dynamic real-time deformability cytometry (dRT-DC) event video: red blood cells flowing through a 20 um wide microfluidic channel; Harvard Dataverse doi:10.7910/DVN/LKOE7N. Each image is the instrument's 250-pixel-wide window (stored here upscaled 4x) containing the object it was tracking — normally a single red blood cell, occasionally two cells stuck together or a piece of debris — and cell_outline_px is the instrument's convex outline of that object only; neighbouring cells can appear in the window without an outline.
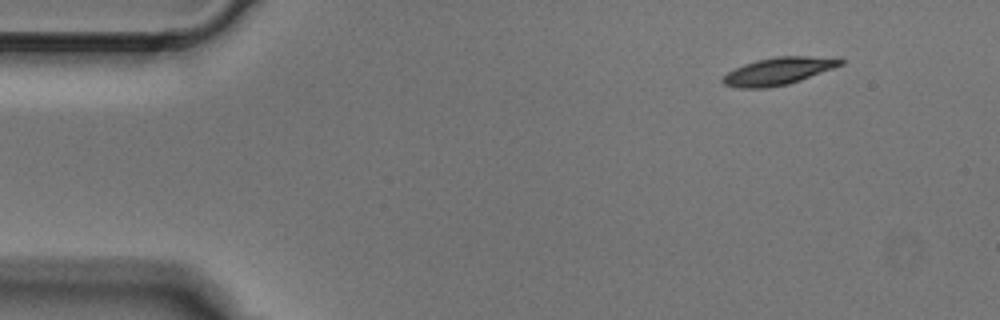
{"species": "Egyptian fruit bat (a non-hibernating species)", "species_latin": "Rousettus aegyptiacus", "temperature_condition": "cold", "stored_images_in_passage": 4, "camera_frame_rate_fps": 3000, "um_per_image_px": 0.085, "animal": {"sex": "male"}, "frame": {"image": 1, "passage_image": 1, "time_ms": 0.0, "image_size_px": [1000, 320], "cell_outline_px": [[844, 64], [800, 80], [788, 84], [768, 88], [736, 88], [724, 84], [720, 80], [728, 72], [744, 64], [756, 60], [776, 56], [840, 56], [844, 60]], "centroid_in_image_um": [66.21, 6.03], "position_along_channel_um": 18.8, "area_um2": 19.02}}
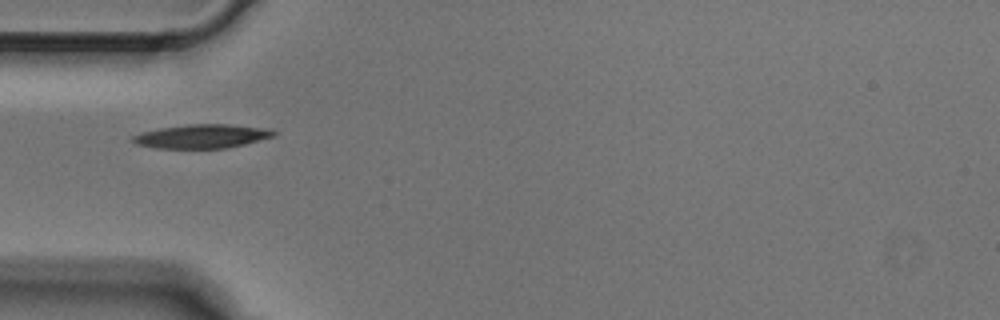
{"frame": {"image": 2, "passage_image": 4, "time_ms": 1.0, "image_size_px": [1000, 320], "cell_outline_px": [[276, 136], [228, 148], [156, 148], [136, 144], [132, 140], [132, 136], [144, 132], [160, 128], [188, 124], [228, 124], [272, 128], [276, 132]], "centroid_in_image_um": [17.23, 11.58], "position_along_channel_um": 67.8, "area_um2": 19.65}}